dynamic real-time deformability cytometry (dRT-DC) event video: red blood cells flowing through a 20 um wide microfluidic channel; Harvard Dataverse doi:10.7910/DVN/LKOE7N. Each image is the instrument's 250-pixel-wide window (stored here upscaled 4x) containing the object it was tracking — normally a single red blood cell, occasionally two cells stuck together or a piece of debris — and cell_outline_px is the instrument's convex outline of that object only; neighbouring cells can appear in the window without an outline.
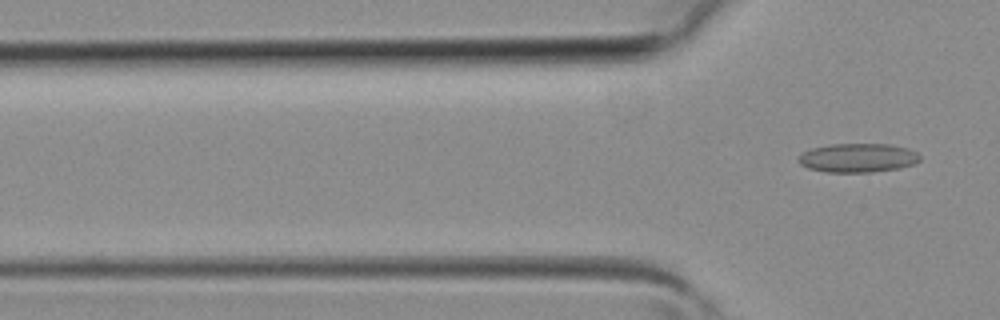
{"species": "common noctule bat (a hibernating species)", "species_latin": "Nyctalus noctula", "temperature_condition": "room temperature", "stored_images_in_passage": 6, "camera_frame_rate_fps": 3000, "um_per_image_px": 0.085, "animal": {"sex": "female", "body_mass_g": 19.3, "forearm_length_mm": 54.1}, "frame": {"image": 1, "passage_image": 6, "time_ms": 1.667, "image_size_px": [1000, 320], "cell_outline_px": [[920, 160], [916, 164], [900, 168], [872, 172], [824, 172], [808, 168], [800, 164], [796, 160], [804, 152], [812, 148], [832, 144], [888, 144], [908, 148], [916, 152], [920, 156]], "centroid_in_image_um": [72.94, 13.42], "position_along_channel_um": 52.9, "area_um2": 20.58}}